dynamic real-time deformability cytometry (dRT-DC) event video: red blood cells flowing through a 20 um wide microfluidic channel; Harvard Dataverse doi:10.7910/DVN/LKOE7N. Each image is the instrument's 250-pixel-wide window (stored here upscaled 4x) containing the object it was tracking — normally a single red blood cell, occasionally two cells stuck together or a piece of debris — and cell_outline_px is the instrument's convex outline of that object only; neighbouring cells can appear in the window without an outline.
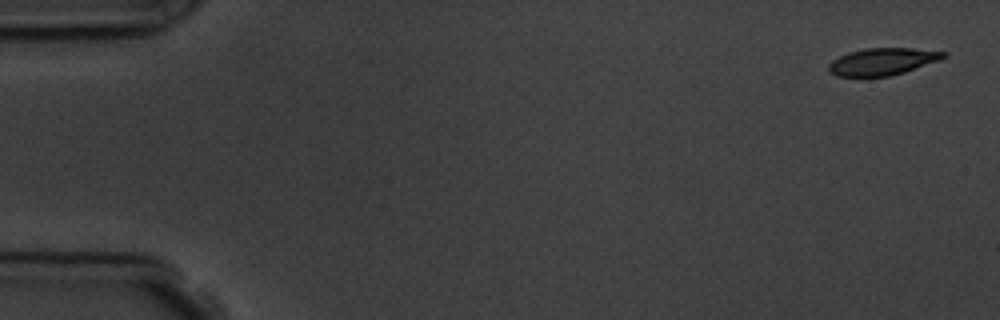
{"species": "common noctule bat (a hibernating species)", "species_latin": "Nyctalus noctula", "temperature_condition": "room temperature", "stored_images_in_passage": 5, "camera_frame_rate_fps": 3000, "um_per_image_px": 0.085, "animal": {"sex": "male", "body_mass_g": 19.5, "forearm_length_mm": 54.6}, "frame": {"image": 1, "passage_image": 1, "time_ms": 0.0, "image_size_px": [1000, 320], "cell_outline_px": [[948, 56], [940, 60], [904, 72], [888, 76], [836, 76], [828, 72], [828, 64], [832, 60], [848, 52], [864, 48], [912, 48], [948, 52]], "centroid_in_image_um": [75.01, 5.22], "position_along_channel_um": 10.0, "area_um2": 18.21}}
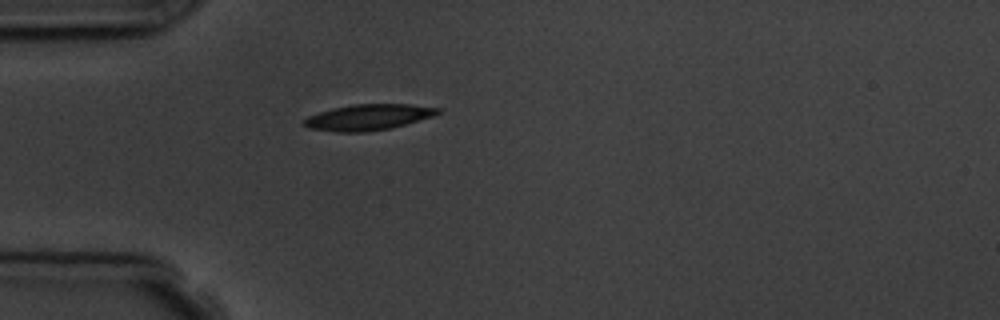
{"frame": {"image": 2, "passage_image": 5, "time_ms": 4.667, "image_size_px": [1000, 320], "cell_outline_px": [[440, 112], [432, 116], [392, 128], [368, 132], [336, 132], [308, 128], [304, 124], [304, 120], [308, 116], [332, 108], [352, 104], [412, 104], [440, 108]], "centroid_in_image_um": [31.3, 9.96], "position_along_channel_um": 53.7, "area_um2": 20.17}}